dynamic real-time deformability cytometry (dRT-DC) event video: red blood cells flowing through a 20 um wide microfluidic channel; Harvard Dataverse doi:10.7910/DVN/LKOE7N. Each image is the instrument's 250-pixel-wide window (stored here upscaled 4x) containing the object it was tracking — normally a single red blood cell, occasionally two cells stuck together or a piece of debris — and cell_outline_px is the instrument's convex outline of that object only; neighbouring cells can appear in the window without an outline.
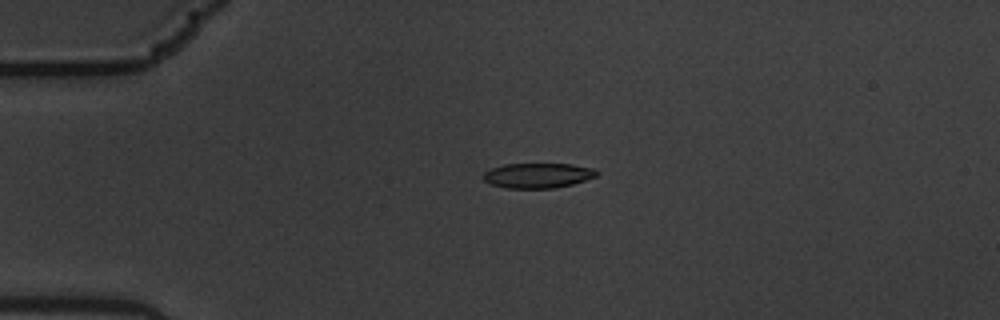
{"species": "common noctule bat (a hibernating species)", "species_latin": "Nyctalus noctula", "temperature_condition": "warm", "stored_images_in_passage": 4, "camera_frame_rate_fps": 3000, "um_per_image_px": 0.085, "animal": {"sex": "male", "body_mass_g": 19.5, "forearm_length_mm": 54.6}, "frame": {"image": 1, "passage_image": 3, "time_ms": 0.667, "image_size_px": [1000, 320], "cell_outline_px": [[600, 172], [596, 176], [572, 184], [556, 188], [508, 188], [492, 184], [484, 180], [484, 172], [492, 168], [504, 164], [572, 164], [596, 168]], "centroid_in_image_um": [45.77, 14.91], "position_along_channel_um": 39.2, "area_um2": 16.47}}